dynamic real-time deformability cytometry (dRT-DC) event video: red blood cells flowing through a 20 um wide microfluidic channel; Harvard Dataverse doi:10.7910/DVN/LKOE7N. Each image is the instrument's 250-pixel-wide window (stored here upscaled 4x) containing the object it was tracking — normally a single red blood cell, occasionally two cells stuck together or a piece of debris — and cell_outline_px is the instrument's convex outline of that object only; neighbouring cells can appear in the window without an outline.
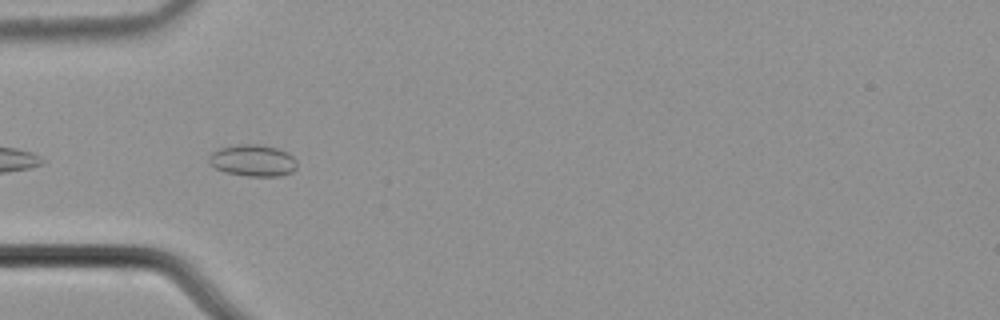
{"species": "common noctule bat (a hibernating species)", "species_latin": "Nyctalus noctula", "temperature_condition": "cold", "stored_images_in_passage": 13, "camera_frame_rate_fps": 3000, "um_per_image_px": 0.085, "animal": {"sex": "male", "body_mass_g": 21.5, "forearm_length_mm": 52.0}, "frame": {"image": 1, "passage_image": 3, "time_ms": 0.667, "image_size_px": [1000, 320], "cell_outline_px": [[296, 168], [292, 172], [280, 176], [248, 176], [224, 172], [208, 164], [208, 156], [212, 152], [220, 148], [236, 144], [256, 144], [276, 148], [288, 152], [296, 160]], "centroid_in_image_um": [21.47, 13.64], "position_along_channel_um": 63.5, "area_um2": 16.36}}